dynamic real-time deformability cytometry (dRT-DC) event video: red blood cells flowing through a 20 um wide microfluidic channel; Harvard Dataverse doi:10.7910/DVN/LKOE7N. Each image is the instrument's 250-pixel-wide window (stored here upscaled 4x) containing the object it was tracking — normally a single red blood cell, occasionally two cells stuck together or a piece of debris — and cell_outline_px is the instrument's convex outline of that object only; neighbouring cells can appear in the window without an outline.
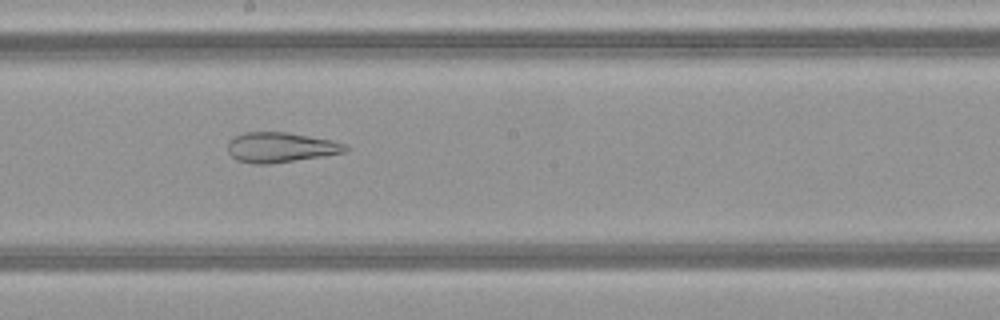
{"species": "common noctule bat (a hibernating species)", "species_latin": "Nyctalus noctula", "temperature_condition": "warm", "stored_images_in_passage": 45, "camera_frame_rate_fps": 3000, "um_per_image_px": 0.085, "animal": {"sex": "female", "body_mass_g": 21.9}, "frame": {"image": 1, "passage_image": 23, "time_ms": 7.333, "image_size_px": [1000, 320], "cell_outline_px": [[348, 148], [344, 152], [324, 156], [268, 164], [252, 164], [236, 160], [228, 152], [228, 140], [232, 136], [244, 132], [288, 132], [332, 140], [348, 144]], "centroid_in_image_um": [23.82, 12.52], "position_along_channel_um": 224.4, "area_um2": 20.81}}
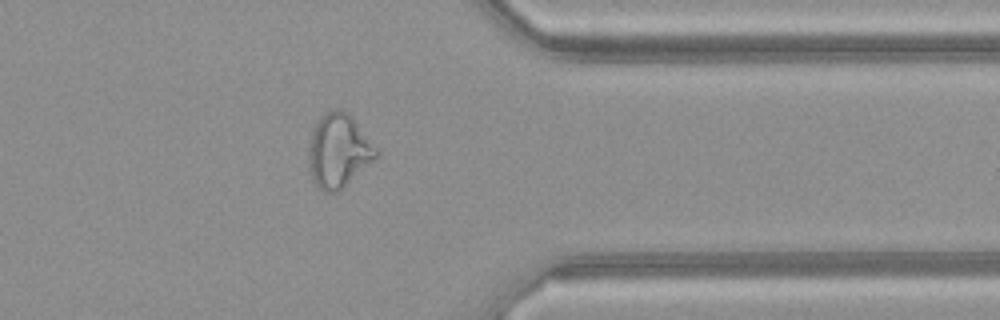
{"frame": {"image": 2, "passage_image": 35, "time_ms": 11.333, "image_size_px": [1000, 320], "cell_outline_px": [[380, 156], [340, 192], [324, 192], [316, 188], [312, 180], [308, 164], [308, 148], [312, 132], [320, 116], [324, 112], [336, 108], [340, 108], [348, 112], [352, 116], [380, 152]], "centroid_in_image_um": [28.79, 12.85], "position_along_channel_um": 382.6, "area_um2": 29.82}}
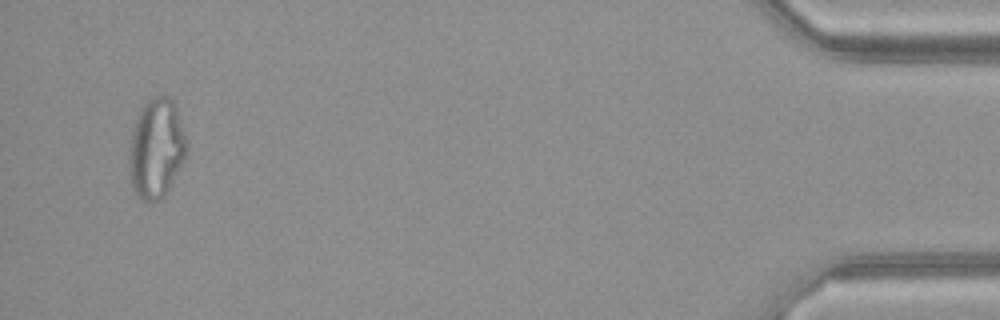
{"frame": {"image": 3, "passage_image": 43, "time_ms": 14.0, "image_size_px": [1000, 320], "cell_outline_px": [[188, 148], [184, 160], [164, 196], [160, 200], [152, 204], [140, 200], [132, 188], [132, 132], [136, 120], [144, 104], [148, 100], [156, 96], [168, 96], [172, 100], [176, 108], [188, 144]], "centroid_in_image_um": [13.34, 12.65], "position_along_channel_um": 421.9, "area_um2": 32.48}, "authors_computed_cell_mechanics": {"area_um2": 29.5358, "velocity_mm_per_s": 4.2006, "shape_relaxation_time_tau1_ms": null, "shape_relaxation_time_tau2_ms": 1.804, "deformation_change_tau1": null, "deformation_change_tau2": 0.1196}}